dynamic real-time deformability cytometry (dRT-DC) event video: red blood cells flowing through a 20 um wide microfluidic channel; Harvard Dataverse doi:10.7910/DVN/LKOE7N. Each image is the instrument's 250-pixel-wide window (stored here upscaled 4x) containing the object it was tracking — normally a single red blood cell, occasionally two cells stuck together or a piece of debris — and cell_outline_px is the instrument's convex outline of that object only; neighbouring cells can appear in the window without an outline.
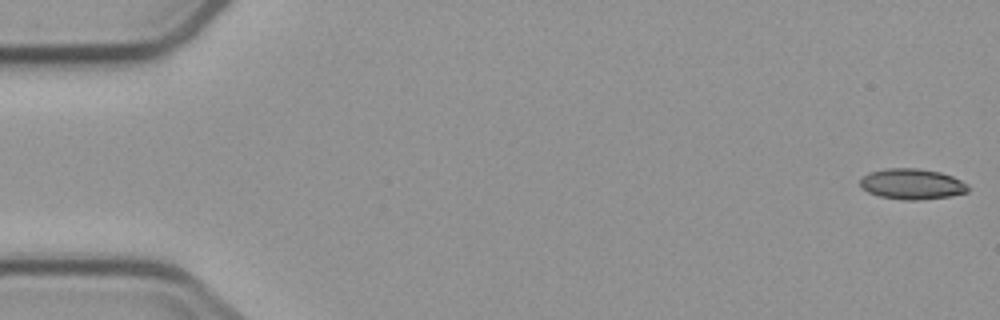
{"species": "common noctule bat (a hibernating species)", "species_latin": "Nyctalus noctula", "temperature_condition": "cold", "stored_images_in_passage": 6, "camera_frame_rate_fps": 3000, "um_per_image_px": 0.085, "animal": {"sex": "male", "body_mass_g": 23.1, "forearm_length_mm": 52.7}, "frame": {"image": 1, "passage_image": 1, "time_ms": 0.0, "image_size_px": [1000, 320], "cell_outline_px": [[968, 192], [948, 196], [920, 200], [904, 200], [880, 196], [868, 192], [860, 188], [860, 180], [868, 172], [884, 168], [916, 168], [940, 172], [952, 176], [968, 184]], "centroid_in_image_um": [77.49, 15.64], "position_along_channel_um": 7.5, "area_um2": 19.31}}
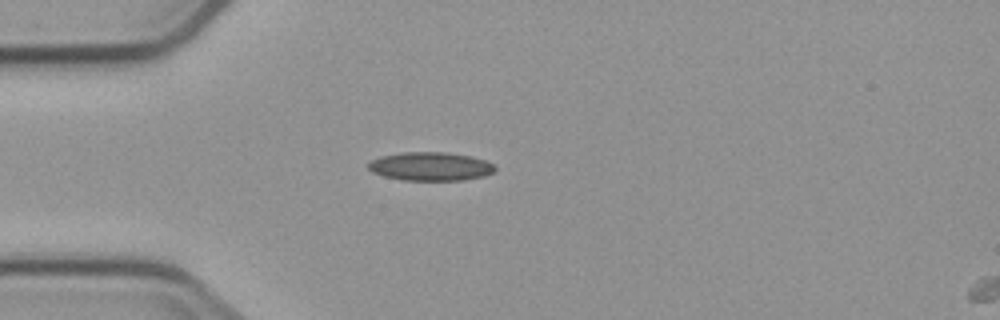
{"frame": {"image": 2, "passage_image": 5, "time_ms": 4.667, "image_size_px": [1000, 320], "cell_outline_px": [[496, 172], [484, 176], [464, 180], [404, 180], [384, 176], [372, 172], [368, 168], [368, 164], [372, 160], [380, 156], [404, 152], [444, 152], [472, 156], [484, 160], [492, 164], [496, 168]], "centroid_in_image_um": [36.61, 14.14], "position_along_channel_um": 48.4, "area_um2": 21.1}}